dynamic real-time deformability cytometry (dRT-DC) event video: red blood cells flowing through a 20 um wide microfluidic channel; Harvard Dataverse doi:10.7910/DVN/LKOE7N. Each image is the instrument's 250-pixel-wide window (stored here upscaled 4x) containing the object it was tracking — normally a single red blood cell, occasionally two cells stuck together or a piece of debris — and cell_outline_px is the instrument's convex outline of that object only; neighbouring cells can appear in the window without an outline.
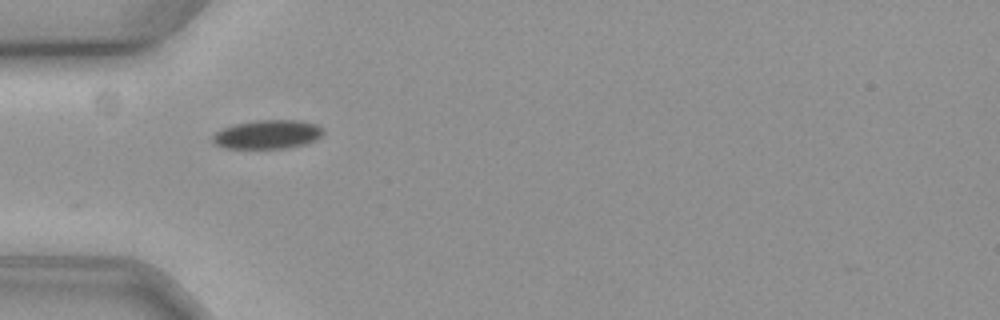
{"species": "common noctule bat (a hibernating species)", "species_latin": "Nyctalus noctula", "temperature_condition": "cold", "stored_images_in_passage": 41, "camera_frame_rate_fps": 3000, "um_per_image_px": 0.085, "animal": {"sex": "female", "body_mass_g": 19.3, "forearm_length_mm": 54.1}, "frame": {"image": 1, "passage_image": 1, "time_ms": 0.0, "image_size_px": [1000, 320], "cell_outline_px": [[324, 132], [316, 140], [304, 144], [284, 148], [224, 148], [216, 144], [212, 140], [212, 136], [220, 128], [232, 124], [256, 120], [300, 120], [316, 124], [324, 128]], "centroid_in_image_um": [22.73, 11.41], "position_along_channel_um": 62.3, "area_um2": 18.73}}
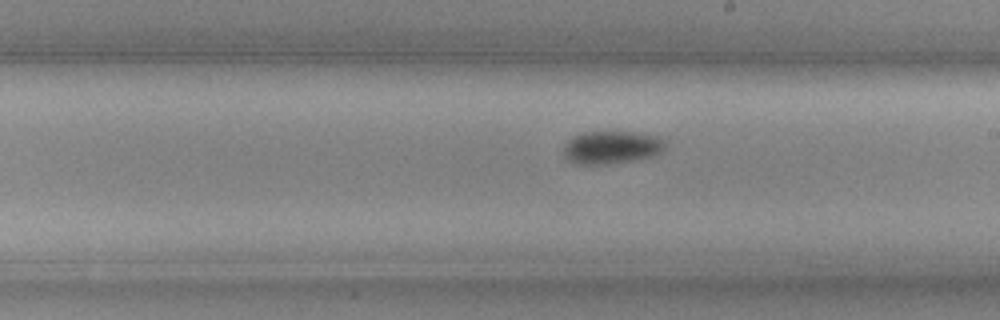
{"frame": {"image": 2, "passage_image": 16, "time_ms": 5.0, "image_size_px": [1000, 320], "cell_outline_px": [[668, 136], [664, 148], [660, 152], [652, 156], [632, 160], [608, 164], [576, 164], [568, 160], [564, 156], [564, 144], [572, 136], [584, 132], [632, 132]], "centroid_in_image_um": [52.03, 12.5], "position_along_channel_um": 237.0, "area_um2": 19.77}}
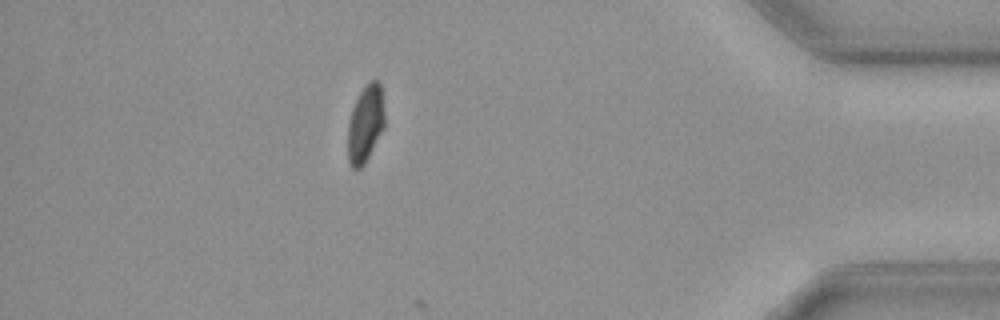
{"frame": {"image": 3, "passage_image": 34, "time_ms": 11.0, "image_size_px": [1000, 320], "cell_outline_px": [[384, 128], [364, 164], [360, 168], [352, 168], [348, 160], [348, 124], [352, 108], [364, 84], [368, 80], [380, 80], [384, 112]], "centroid_in_image_um": [31.06, 10.48], "position_along_channel_um": 404.1, "area_um2": 16.59}}